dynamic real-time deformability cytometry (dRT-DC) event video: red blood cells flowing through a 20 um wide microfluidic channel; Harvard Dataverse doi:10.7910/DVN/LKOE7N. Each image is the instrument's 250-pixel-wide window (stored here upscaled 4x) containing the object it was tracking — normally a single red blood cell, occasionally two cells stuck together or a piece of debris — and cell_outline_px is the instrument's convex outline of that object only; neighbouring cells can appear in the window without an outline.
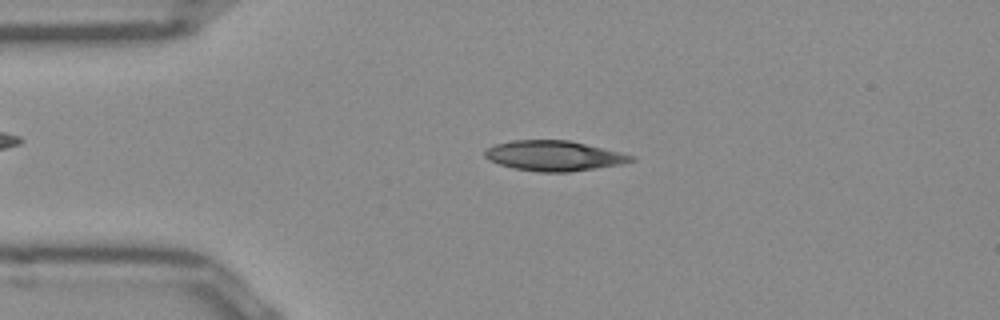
{"species": "Egyptian fruit bat (a non-hibernating species)", "species_latin": "Rousettus aegyptiacus", "temperature_condition": "room temperature", "stored_images_in_passage": 50, "camera_frame_rate_fps": 3000, "um_per_image_px": 0.085, "frame": {"image": 1, "passage_image": 10, "time_ms": 3.0, "image_size_px": [1000, 320], "cell_outline_px": [[636, 160], [620, 164], [596, 168], [568, 172], [540, 172], [516, 168], [500, 164], [484, 156], [484, 152], [488, 148], [496, 144], [512, 140], [568, 140], [636, 156]], "centroid_in_image_um": [47.1, 13.24], "position_along_channel_um": 37.9, "area_um2": 25.32}}
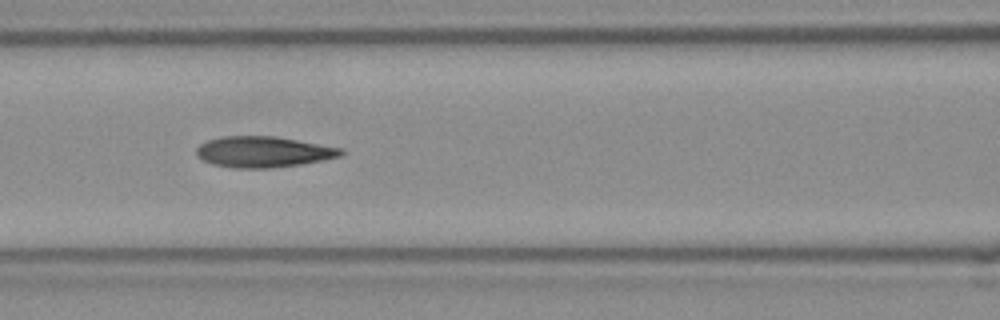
{"frame": {"image": 2, "passage_image": 20, "time_ms": 6.333, "image_size_px": [1000, 320], "cell_outline_px": [[344, 152], [340, 156], [300, 164], [272, 168], [232, 168], [212, 164], [196, 156], [196, 148], [200, 144], [208, 140], [224, 136], [276, 136], [344, 148]], "centroid_in_image_um": [22.37, 12.9], "position_along_channel_um": 144.2, "area_um2": 26.07}}
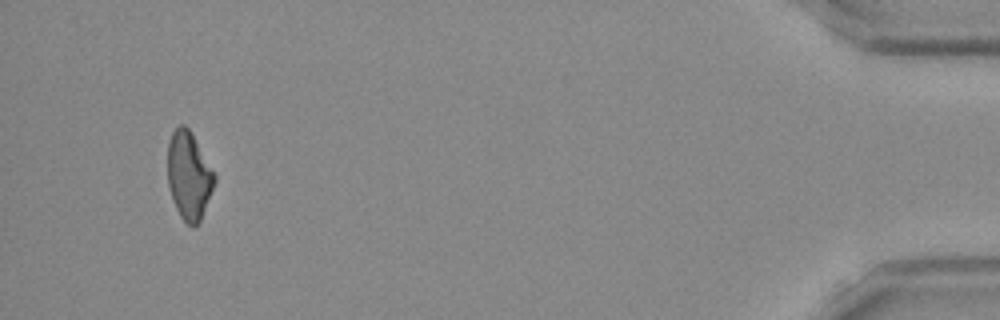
{"frame": {"image": 3, "passage_image": 47, "time_ms": 15.333, "image_size_px": [1000, 320], "cell_outline_px": [[216, 180], [200, 220], [196, 224], [188, 224], [180, 216], [172, 200], [168, 184], [168, 140], [172, 132], [180, 124], [184, 124], [188, 128], [216, 176]], "centroid_in_image_um": [16.03, 14.91], "position_along_channel_um": 419.2, "area_um2": 23.47}, "authors_computed_cell_mechanics": {"area_um2": 25.1141, "velocity_mm_per_s": 3.9514, "shape_relaxation_time_tau1_ms": 7.302, "shape_relaxation_time_tau2_ms": 3.343, "deformation_change_tau1": 0.1956, "deformation_change_tau2": 0.1275}}